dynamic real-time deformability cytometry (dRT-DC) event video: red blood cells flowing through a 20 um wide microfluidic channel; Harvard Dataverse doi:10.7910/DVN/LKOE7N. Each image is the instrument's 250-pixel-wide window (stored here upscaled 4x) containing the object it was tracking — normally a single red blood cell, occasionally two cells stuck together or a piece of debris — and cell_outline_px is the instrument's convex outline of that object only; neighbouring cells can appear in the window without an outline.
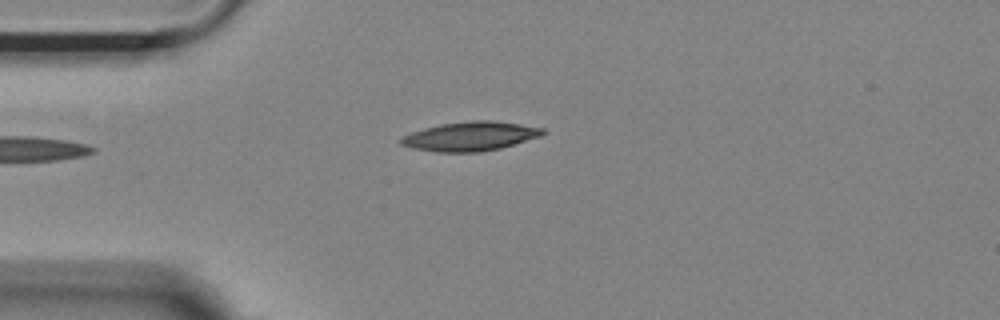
{"species": "Egyptian fruit bat (a non-hibernating species)", "species_latin": "Rousettus aegyptiacus", "temperature_condition": "room temperature", "stored_images_in_passage": 38, "camera_frame_rate_fps": 3000, "um_per_image_px": 0.085, "animal": {"sex": "female"}, "frame": {"image": 1, "passage_image": 1, "time_ms": 0.0, "image_size_px": [1000, 320], "cell_outline_px": [[548, 132], [540, 136], [500, 148], [480, 152], [436, 152], [412, 148], [400, 144], [400, 136], [424, 128], [440, 124], [472, 120], [496, 120], [544, 128]], "centroid_in_image_um": [39.97, 11.58], "position_along_channel_um": 45.0, "area_um2": 24.22}}
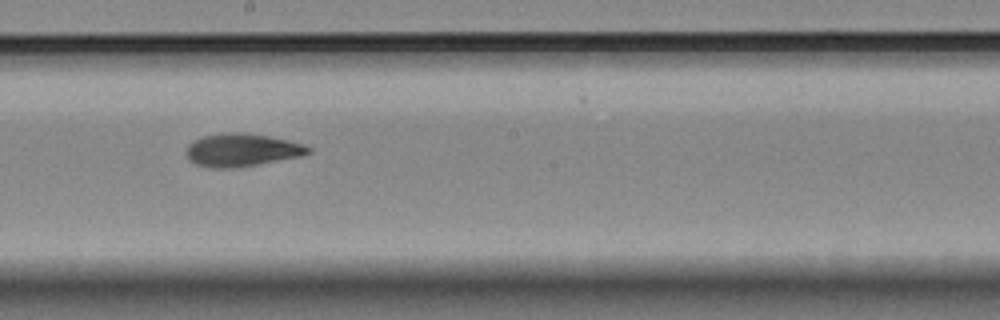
{"frame": {"image": 2, "passage_image": 17, "time_ms": 5.333, "image_size_px": [1000, 320], "cell_outline_px": [[312, 152], [300, 156], [256, 164], [232, 168], [216, 168], [196, 164], [188, 160], [188, 144], [204, 136], [232, 132], [244, 132], [268, 136], [288, 140], [304, 144], [312, 148]], "centroid_in_image_um": [20.59, 12.74], "position_along_channel_um": 227.6, "area_um2": 23.0}}
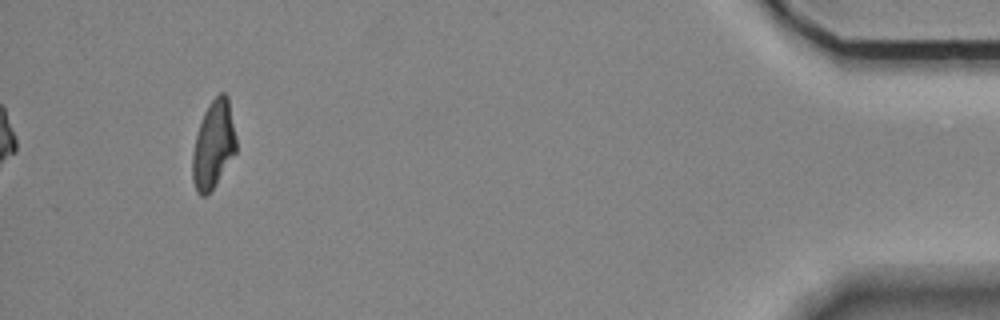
{"frame": {"image": 3, "passage_image": 38, "time_ms": 12.333, "image_size_px": [1000, 320], "cell_outline_px": [[236, 152], [212, 188], [204, 196], [200, 196], [196, 192], [192, 180], [192, 152], [196, 136], [204, 112], [208, 104], [220, 92], [224, 92], [228, 96], [236, 136]], "centroid_in_image_um": [18.13, 12.28], "position_along_channel_um": 417.1, "area_um2": 22.2}, "authors_computed_cell_mechanics": {"area_um2": 23.0044, "velocity_mm_per_s": 3.7012, "shape_relaxation_time_tau1_ms": 7.4556, "shape_relaxation_time_tau2_ms": 3.9576, "deformation_change_tau1": 0.198, "deformation_change_tau2": 0.1207}}